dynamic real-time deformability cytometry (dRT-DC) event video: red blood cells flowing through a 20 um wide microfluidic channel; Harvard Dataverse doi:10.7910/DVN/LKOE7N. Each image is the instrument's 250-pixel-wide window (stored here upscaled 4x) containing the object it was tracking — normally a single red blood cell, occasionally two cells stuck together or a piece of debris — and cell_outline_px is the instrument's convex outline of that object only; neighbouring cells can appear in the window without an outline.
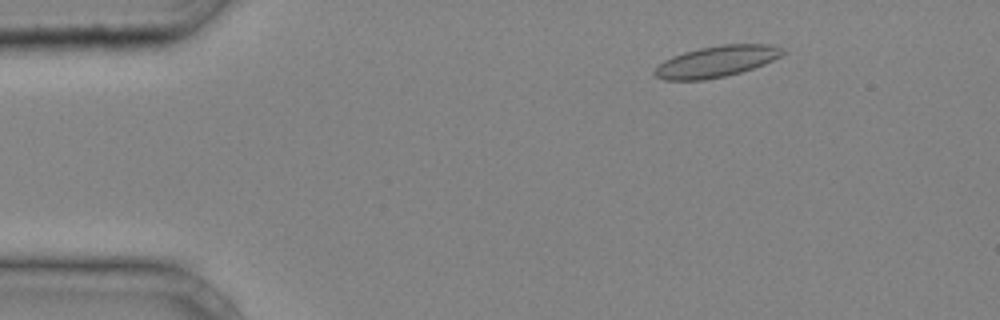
{"species": "common noctule bat (a hibernating species)", "species_latin": "Nyctalus noctula", "temperature_condition": "cold", "stored_images_in_passage": 37, "camera_frame_rate_fps": 3000, "um_per_image_px": 0.085, "animal": {"sex": "male", "body_mass_g": 20.4}, "frame": {"image": 1, "passage_image": 6, "time_ms": 1.667, "image_size_px": [1000, 320], "cell_outline_px": [[788, 52], [764, 64], [740, 72], [724, 76], [704, 80], [664, 80], [656, 76], [652, 72], [664, 60], [672, 56], [684, 52], [700, 48], [720, 44], [768, 44], [780, 48]], "centroid_in_image_um": [60.88, 5.22], "position_along_channel_um": 24.1, "area_um2": 23.12}}
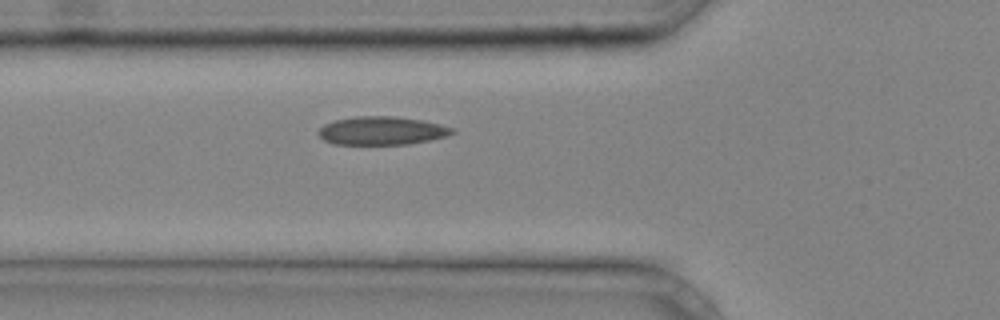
{"frame": {"image": 2, "passage_image": 15, "time_ms": 4.667, "image_size_px": [1000, 320], "cell_outline_px": [[456, 132], [448, 136], [408, 144], [332, 144], [324, 140], [316, 132], [324, 124], [336, 120], [356, 116], [392, 116], [420, 120], [440, 124], [452, 128]], "centroid_in_image_um": [32.43, 11.11], "position_along_channel_um": 93.4, "area_um2": 21.96}}
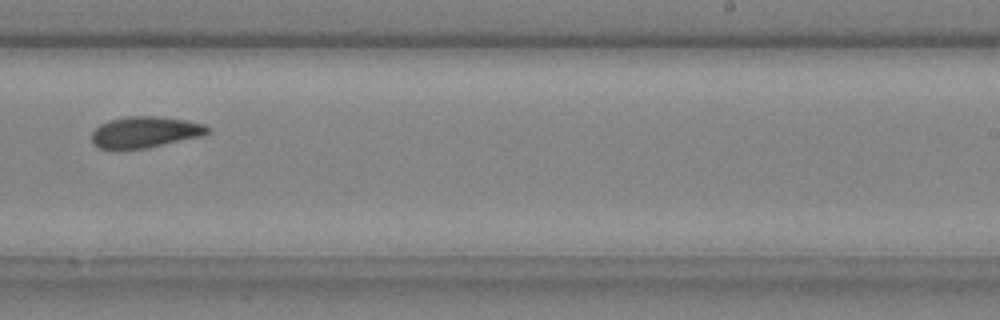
{"frame": {"image": 3, "passage_image": 27, "time_ms": 8.667, "image_size_px": [1000, 320], "cell_outline_px": [[212, 132], [200, 136], [148, 148], [100, 148], [92, 140], [92, 132], [100, 124], [112, 120], [128, 116], [156, 116], [184, 120], [204, 124]], "centroid_in_image_um": [12.36, 11.22], "position_along_channel_um": 276.6, "area_um2": 20.63}}